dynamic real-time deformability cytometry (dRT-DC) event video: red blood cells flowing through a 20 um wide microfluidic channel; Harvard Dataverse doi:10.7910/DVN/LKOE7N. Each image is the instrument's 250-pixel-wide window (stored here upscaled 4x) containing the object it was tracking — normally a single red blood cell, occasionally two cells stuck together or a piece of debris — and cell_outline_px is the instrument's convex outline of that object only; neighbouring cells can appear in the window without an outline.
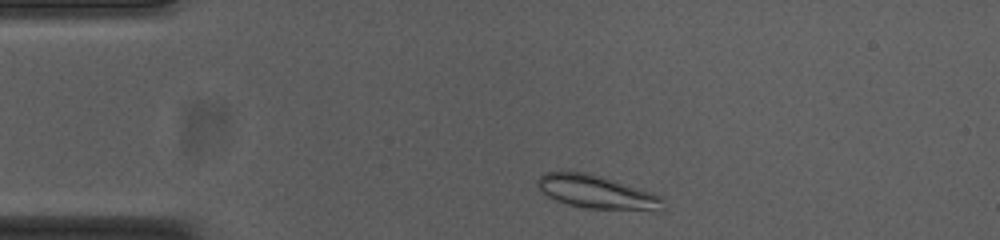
{"species": "common noctule bat (a hibernating species)", "species_latin": "Nyctalus noctula", "temperature_condition": "cold", "stored_images_in_passage": 45, "camera_frame_rate_fps": 3000, "um_per_image_px": 0.085, "animal": {"sex": "female", "body_mass_g": 23.0, "forearm_length_mm": 53.4}, "frame": {"image": 1, "passage_image": 2, "time_ms": 0.333, "image_size_px": [1000, 240], "cell_outline_px": [[668, 208], [664, 212], [652, 212], [580, 208], [556, 200], [548, 196], [536, 184], [536, 180], [544, 172], [584, 172], [652, 192], [660, 196]], "centroid_in_image_um": [50.84, 16.39], "position_along_channel_um": 34.2, "area_um2": 24.8}}
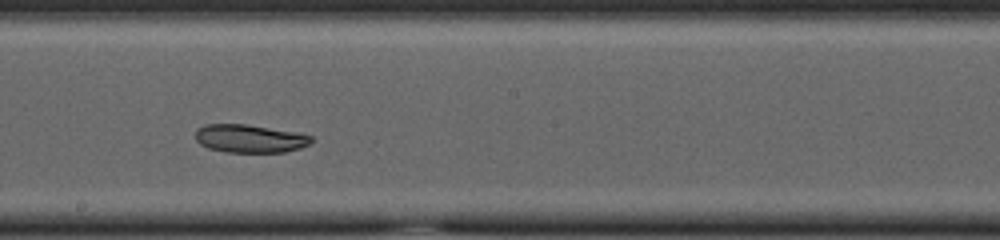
{"frame": {"image": 2, "passage_image": 21, "time_ms": 6.667, "image_size_px": [1000, 240], "cell_outline_px": [[312, 140], [308, 144], [300, 148], [284, 152], [228, 152], [208, 148], [200, 144], [196, 140], [196, 128], [204, 124], [248, 124], [300, 132], [312, 136]], "centroid_in_image_um": [21.23, 11.76], "position_along_channel_um": 227.0, "area_um2": 19.19}}
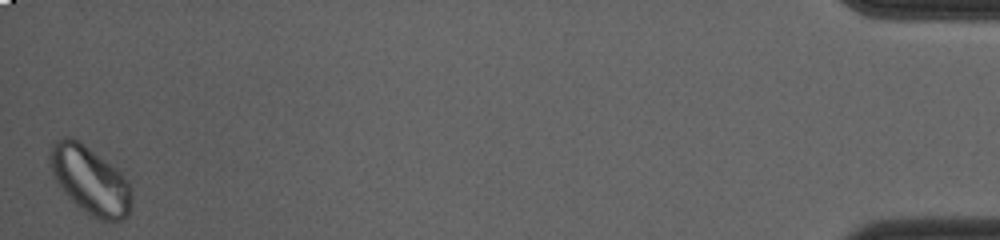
{"frame": {"image": 3, "passage_image": 45, "time_ms": 14.667, "image_size_px": [1000, 240], "cell_outline_px": [[132, 192], [128, 216], [124, 220], [100, 220], [92, 216], [80, 208], [56, 184], [52, 176], [48, 160], [48, 152], [52, 144], [56, 140], [64, 136], [72, 136], [84, 144], [116, 168], [128, 180], [132, 188]], "centroid_in_image_um": [7.62, 15.29], "position_along_channel_um": 427.6, "area_um2": 32.54}}